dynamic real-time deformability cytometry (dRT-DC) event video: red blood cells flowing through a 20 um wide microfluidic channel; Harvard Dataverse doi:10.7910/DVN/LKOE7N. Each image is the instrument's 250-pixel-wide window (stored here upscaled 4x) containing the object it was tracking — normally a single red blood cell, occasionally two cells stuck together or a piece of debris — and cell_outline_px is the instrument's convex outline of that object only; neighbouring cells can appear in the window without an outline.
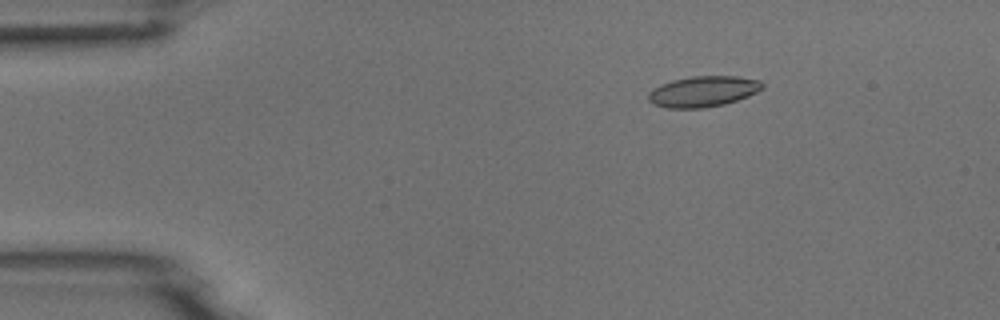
{"species": "common noctule bat (a hibernating species)", "species_latin": "Nyctalus noctula", "temperature_condition": "room temperature", "stored_images_in_passage": 5, "camera_frame_rate_fps": 3000, "um_per_image_px": 0.085, "animal": {"sex": "male", "body_mass_g": 18.8}, "frame": {"image": 1, "passage_image": 3, "time_ms": 2.0, "image_size_px": [1000, 320], "cell_outline_px": [[764, 88], [748, 96], [724, 104], [704, 108], [664, 108], [652, 104], [648, 100], [648, 92], [652, 88], [660, 84], [672, 80], [692, 76], [736, 76], [760, 80], [764, 84]], "centroid_in_image_um": [59.73, 7.77], "position_along_channel_um": 25.3, "area_um2": 20.63}}